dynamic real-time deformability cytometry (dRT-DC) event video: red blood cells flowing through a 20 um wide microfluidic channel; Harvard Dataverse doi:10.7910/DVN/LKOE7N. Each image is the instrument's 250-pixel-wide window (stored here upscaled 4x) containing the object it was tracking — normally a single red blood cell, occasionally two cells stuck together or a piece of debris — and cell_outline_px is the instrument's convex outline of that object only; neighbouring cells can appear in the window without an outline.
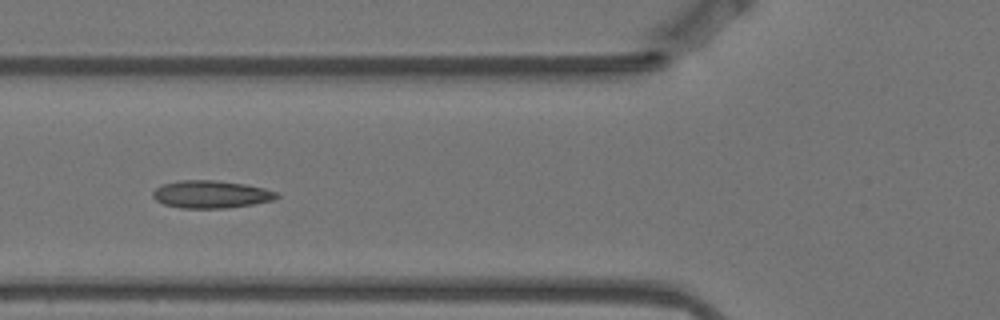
{"species": "Egyptian fruit bat (a non-hibernating species)", "species_latin": "Rousettus aegyptiacus", "temperature_condition": "warm", "stored_images_in_passage": 5, "camera_frame_rate_fps": 3000, "um_per_image_px": 0.085, "animal": {"sex": "female"}, "frame": {"image": 1, "passage_image": 5, "time_ms": 1.333, "image_size_px": [1000, 320], "cell_outline_px": [[280, 196], [276, 200], [228, 208], [180, 208], [164, 204], [156, 200], [152, 196], [152, 192], [160, 184], [180, 180], [216, 180], [244, 184], [264, 188], [276, 192]], "centroid_in_image_um": [17.93, 16.51], "position_along_channel_um": 107.9, "area_um2": 20.06}}